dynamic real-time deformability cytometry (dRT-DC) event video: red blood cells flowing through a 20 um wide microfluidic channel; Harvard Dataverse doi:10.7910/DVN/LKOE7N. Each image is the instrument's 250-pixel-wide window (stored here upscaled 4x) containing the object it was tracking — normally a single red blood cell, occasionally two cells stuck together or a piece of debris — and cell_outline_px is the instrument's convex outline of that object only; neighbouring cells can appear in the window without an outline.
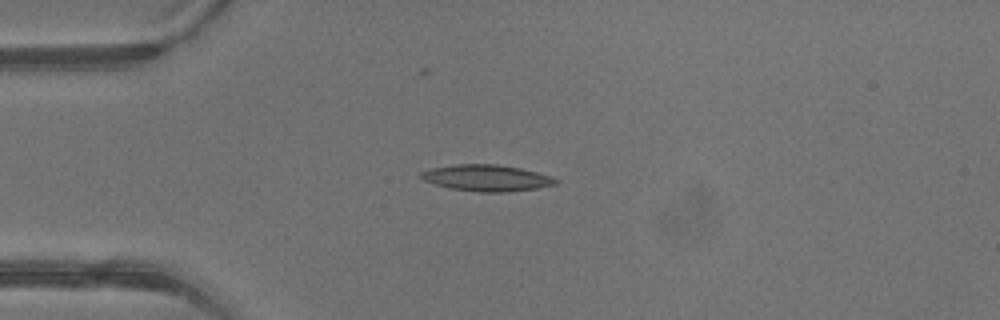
{"species": "common noctule bat (a hibernating species)", "species_latin": "Nyctalus noctula", "temperature_condition": "warm", "stored_images_in_passage": 3, "camera_frame_rate_fps": 3000, "um_per_image_px": 0.085, "animal": {"sex": "male", "body_mass_g": 13.3}, "frame": {"image": 1, "passage_image": 2, "time_ms": 0.333, "image_size_px": [1000, 320], "cell_outline_px": [[560, 180], [556, 184], [536, 188], [508, 192], [480, 192], [448, 188], [424, 180], [420, 176], [420, 172], [432, 168], [456, 164], [496, 164], [520, 168], [552, 176]], "centroid_in_image_um": [41.38, 15.12], "position_along_channel_um": 43.6, "area_um2": 20.63}}